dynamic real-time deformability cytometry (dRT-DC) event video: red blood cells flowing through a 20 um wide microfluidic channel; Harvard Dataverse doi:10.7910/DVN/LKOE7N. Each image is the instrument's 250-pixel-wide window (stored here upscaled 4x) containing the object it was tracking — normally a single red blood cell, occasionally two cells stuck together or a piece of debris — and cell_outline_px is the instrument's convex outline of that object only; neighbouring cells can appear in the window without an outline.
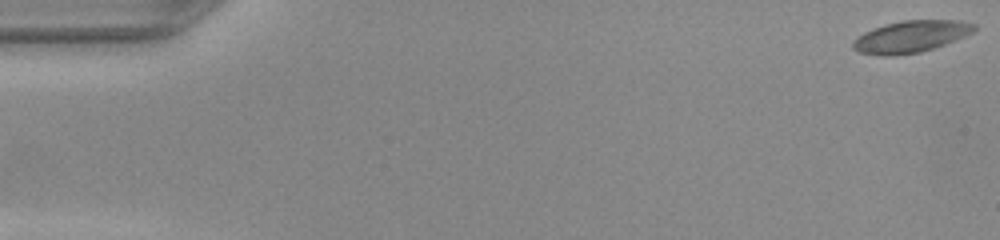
{"species": "common noctule bat (a hibernating species)", "species_latin": "Nyctalus noctula", "temperature_condition": "warm", "stored_images_in_passage": 50, "camera_frame_rate_fps": 3000, "um_per_image_px": 0.085, "animal": {"sex": "female", "body_mass_g": 22.0, "forearm_length_mm": 56.7}, "frame": {"image": 1, "passage_image": 1, "time_ms": 0.0, "image_size_px": [1000, 240], "cell_outline_px": [[976, 28], [972, 32], [964, 36], [944, 44], [920, 52], [892, 56], [880, 56], [860, 52], [852, 48], [852, 40], [864, 32], [872, 28], [904, 20], [960, 20], [976, 24]], "centroid_in_image_um": [77.39, 3.11], "position_along_channel_um": 7.6, "area_um2": 22.37}}
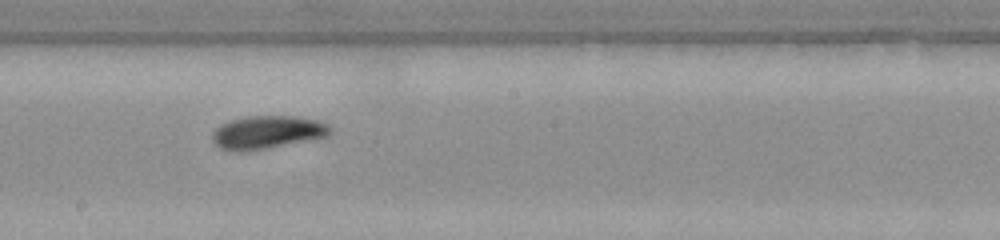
{"frame": {"image": 2, "passage_image": 28, "time_ms": 9.0, "image_size_px": [1000, 240], "cell_outline_px": [[332, 132], [328, 136], [268, 148], [236, 152], [232, 152], [220, 148], [212, 140], [212, 132], [220, 124], [232, 120], [248, 116], [292, 116], [316, 120], [328, 124], [332, 128]], "centroid_in_image_um": [22.7, 11.25], "position_along_channel_um": 225.5, "area_um2": 22.66}}
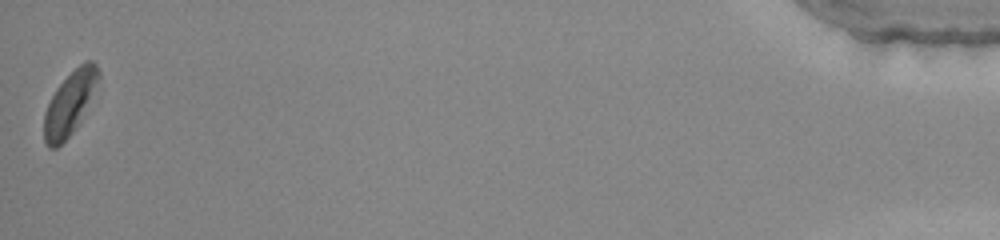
{"frame": {"image": 3, "passage_image": 50, "time_ms": 16.333, "image_size_px": [1000, 240], "cell_outline_px": [[100, 76], [80, 120], [72, 132], [56, 148], [48, 148], [44, 140], [44, 112], [56, 88], [84, 60], [92, 60], [96, 64], [100, 72]], "centroid_in_image_um": [5.91, 8.77], "position_along_channel_um": 429.3, "area_um2": 19.48}}